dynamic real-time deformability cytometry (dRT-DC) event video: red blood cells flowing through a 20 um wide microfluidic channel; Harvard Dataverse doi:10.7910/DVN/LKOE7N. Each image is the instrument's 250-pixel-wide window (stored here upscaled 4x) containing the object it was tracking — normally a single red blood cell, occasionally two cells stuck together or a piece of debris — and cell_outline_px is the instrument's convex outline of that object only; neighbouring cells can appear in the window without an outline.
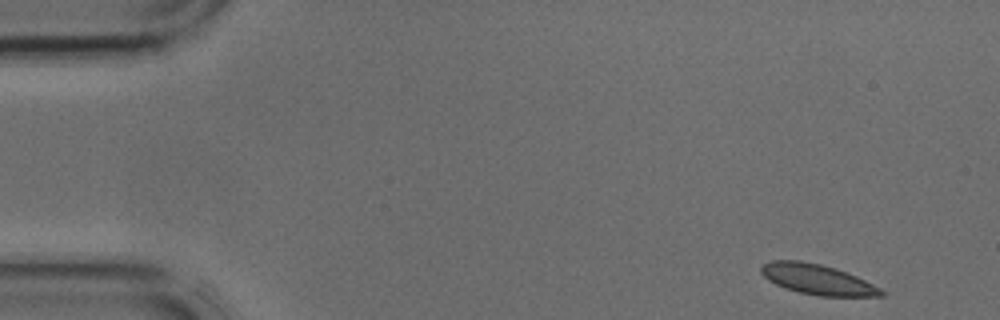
{"species": "common noctule bat (a hibernating species)", "species_latin": "Nyctalus noctula", "temperature_condition": "cold", "stored_images_in_passage": 9, "camera_frame_rate_fps": 3000, "um_per_image_px": 0.085, "animal": {"sex": "male", "body_mass_g": 17.9, "forearm_length_mm": 54.2}, "frame": {"image": 1, "passage_image": 1, "time_ms": 0.0, "image_size_px": [1000, 320], "cell_outline_px": [[884, 296], [820, 296], [800, 292], [784, 288], [768, 280], [760, 272], [760, 268], [764, 264], [772, 260], [800, 260], [820, 264], [836, 268], [856, 276], [880, 288], [884, 292]], "centroid_in_image_um": [69.46, 23.74], "position_along_channel_um": 15.5, "area_um2": 21.04}}